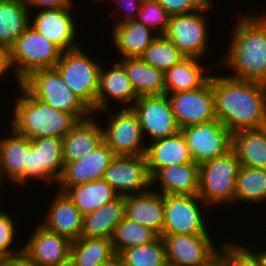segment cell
Returning a JSON list of instances; mask_svg holds the SVG:
<instances>
[{"label": "cell", "mask_w": 266, "mask_h": 266, "mask_svg": "<svg viewBox=\"0 0 266 266\" xmlns=\"http://www.w3.org/2000/svg\"><path fill=\"white\" fill-rule=\"evenodd\" d=\"M215 116L231 133L266 126V85L211 75Z\"/></svg>", "instance_id": "6da1fadb"}, {"label": "cell", "mask_w": 266, "mask_h": 266, "mask_svg": "<svg viewBox=\"0 0 266 266\" xmlns=\"http://www.w3.org/2000/svg\"><path fill=\"white\" fill-rule=\"evenodd\" d=\"M239 18L220 62L233 70L235 75L228 77L266 85V14H245Z\"/></svg>", "instance_id": "7a4b0ae2"}, {"label": "cell", "mask_w": 266, "mask_h": 266, "mask_svg": "<svg viewBox=\"0 0 266 266\" xmlns=\"http://www.w3.org/2000/svg\"><path fill=\"white\" fill-rule=\"evenodd\" d=\"M21 96L16 97L12 128L27 138L56 137L63 138L77 123L71 113L59 111L49 104L35 98L23 85Z\"/></svg>", "instance_id": "3957f363"}, {"label": "cell", "mask_w": 266, "mask_h": 266, "mask_svg": "<svg viewBox=\"0 0 266 266\" xmlns=\"http://www.w3.org/2000/svg\"><path fill=\"white\" fill-rule=\"evenodd\" d=\"M9 50L14 68L12 75L19 87L32 72L55 67L62 53L55 44L30 25Z\"/></svg>", "instance_id": "277c9868"}, {"label": "cell", "mask_w": 266, "mask_h": 266, "mask_svg": "<svg viewBox=\"0 0 266 266\" xmlns=\"http://www.w3.org/2000/svg\"><path fill=\"white\" fill-rule=\"evenodd\" d=\"M22 85L35 98L56 110L73 114L79 121L93 115L92 110L66 85L55 67L32 72Z\"/></svg>", "instance_id": "5b68a950"}, {"label": "cell", "mask_w": 266, "mask_h": 266, "mask_svg": "<svg viewBox=\"0 0 266 266\" xmlns=\"http://www.w3.org/2000/svg\"><path fill=\"white\" fill-rule=\"evenodd\" d=\"M84 47L61 53L55 68L66 85L96 115V98L99 87L101 64L83 50Z\"/></svg>", "instance_id": "8992f818"}, {"label": "cell", "mask_w": 266, "mask_h": 266, "mask_svg": "<svg viewBox=\"0 0 266 266\" xmlns=\"http://www.w3.org/2000/svg\"><path fill=\"white\" fill-rule=\"evenodd\" d=\"M240 163L231 149L226 154L199 165L198 196L209 207L233 203ZM214 204V205H213Z\"/></svg>", "instance_id": "52a82bcc"}, {"label": "cell", "mask_w": 266, "mask_h": 266, "mask_svg": "<svg viewBox=\"0 0 266 266\" xmlns=\"http://www.w3.org/2000/svg\"><path fill=\"white\" fill-rule=\"evenodd\" d=\"M212 2L213 0H210L202 9L195 12L169 18L164 36L171 40L185 57L203 60V56L205 57L206 52L209 51L206 14L208 15L210 10L215 8Z\"/></svg>", "instance_id": "ba28073f"}, {"label": "cell", "mask_w": 266, "mask_h": 266, "mask_svg": "<svg viewBox=\"0 0 266 266\" xmlns=\"http://www.w3.org/2000/svg\"><path fill=\"white\" fill-rule=\"evenodd\" d=\"M200 205L207 206L198 195H163L165 215L161 235H210Z\"/></svg>", "instance_id": "9c48e42d"}, {"label": "cell", "mask_w": 266, "mask_h": 266, "mask_svg": "<svg viewBox=\"0 0 266 266\" xmlns=\"http://www.w3.org/2000/svg\"><path fill=\"white\" fill-rule=\"evenodd\" d=\"M101 112L109 117L107 126L102 127L103 140L116 155H145L147 145L138 115L132 108H121L110 113L105 109Z\"/></svg>", "instance_id": "30bf717a"}, {"label": "cell", "mask_w": 266, "mask_h": 266, "mask_svg": "<svg viewBox=\"0 0 266 266\" xmlns=\"http://www.w3.org/2000/svg\"><path fill=\"white\" fill-rule=\"evenodd\" d=\"M180 131L186 139L193 162L197 165L231 150L232 133L217 119L186 126Z\"/></svg>", "instance_id": "8fae6325"}, {"label": "cell", "mask_w": 266, "mask_h": 266, "mask_svg": "<svg viewBox=\"0 0 266 266\" xmlns=\"http://www.w3.org/2000/svg\"><path fill=\"white\" fill-rule=\"evenodd\" d=\"M165 94L180 129L216 119L211 75L200 88Z\"/></svg>", "instance_id": "7c38bea8"}, {"label": "cell", "mask_w": 266, "mask_h": 266, "mask_svg": "<svg viewBox=\"0 0 266 266\" xmlns=\"http://www.w3.org/2000/svg\"><path fill=\"white\" fill-rule=\"evenodd\" d=\"M103 180L118 195L138 194L152 188L145 155H116L106 168Z\"/></svg>", "instance_id": "4fadbf2b"}, {"label": "cell", "mask_w": 266, "mask_h": 266, "mask_svg": "<svg viewBox=\"0 0 266 266\" xmlns=\"http://www.w3.org/2000/svg\"><path fill=\"white\" fill-rule=\"evenodd\" d=\"M131 108L138 115L144 139L150 136L154 141L181 130L166 94L138 96Z\"/></svg>", "instance_id": "5bb4252c"}, {"label": "cell", "mask_w": 266, "mask_h": 266, "mask_svg": "<svg viewBox=\"0 0 266 266\" xmlns=\"http://www.w3.org/2000/svg\"><path fill=\"white\" fill-rule=\"evenodd\" d=\"M26 164V183L33 178L44 179L46 185L53 184L60 179L63 168L62 138L35 137L31 138ZM57 180V181H56Z\"/></svg>", "instance_id": "9a60e30c"}, {"label": "cell", "mask_w": 266, "mask_h": 266, "mask_svg": "<svg viewBox=\"0 0 266 266\" xmlns=\"http://www.w3.org/2000/svg\"><path fill=\"white\" fill-rule=\"evenodd\" d=\"M168 266H201L217 253L210 235H161Z\"/></svg>", "instance_id": "2e32d148"}, {"label": "cell", "mask_w": 266, "mask_h": 266, "mask_svg": "<svg viewBox=\"0 0 266 266\" xmlns=\"http://www.w3.org/2000/svg\"><path fill=\"white\" fill-rule=\"evenodd\" d=\"M115 157L116 154L103 140L80 160L64 162L57 191L64 193L69 187L103 179L106 168Z\"/></svg>", "instance_id": "e0dca14e"}, {"label": "cell", "mask_w": 266, "mask_h": 266, "mask_svg": "<svg viewBox=\"0 0 266 266\" xmlns=\"http://www.w3.org/2000/svg\"><path fill=\"white\" fill-rule=\"evenodd\" d=\"M73 8H55L39 10L30 17V26L48 38L62 52L78 48L76 41V24ZM75 40V41H74ZM77 44V45H76Z\"/></svg>", "instance_id": "ac0fdd59"}, {"label": "cell", "mask_w": 266, "mask_h": 266, "mask_svg": "<svg viewBox=\"0 0 266 266\" xmlns=\"http://www.w3.org/2000/svg\"><path fill=\"white\" fill-rule=\"evenodd\" d=\"M37 225L22 247L23 252L39 266H55L70 255L72 241Z\"/></svg>", "instance_id": "d6986e66"}, {"label": "cell", "mask_w": 266, "mask_h": 266, "mask_svg": "<svg viewBox=\"0 0 266 266\" xmlns=\"http://www.w3.org/2000/svg\"><path fill=\"white\" fill-rule=\"evenodd\" d=\"M107 70L104 65L99 72V87L96 98V112L108 109V102H121L123 108H131L138 98L135 94L124 67L115 63ZM109 99V101H107Z\"/></svg>", "instance_id": "ffe728a7"}, {"label": "cell", "mask_w": 266, "mask_h": 266, "mask_svg": "<svg viewBox=\"0 0 266 266\" xmlns=\"http://www.w3.org/2000/svg\"><path fill=\"white\" fill-rule=\"evenodd\" d=\"M11 129V136L0 139L1 187L5 177L17 185L26 184V164L31 141L30 138L18 134L13 128Z\"/></svg>", "instance_id": "44dd1931"}, {"label": "cell", "mask_w": 266, "mask_h": 266, "mask_svg": "<svg viewBox=\"0 0 266 266\" xmlns=\"http://www.w3.org/2000/svg\"><path fill=\"white\" fill-rule=\"evenodd\" d=\"M145 157L151 178L166 166L193 162L181 131L173 136L147 143Z\"/></svg>", "instance_id": "7402d4cb"}, {"label": "cell", "mask_w": 266, "mask_h": 266, "mask_svg": "<svg viewBox=\"0 0 266 266\" xmlns=\"http://www.w3.org/2000/svg\"><path fill=\"white\" fill-rule=\"evenodd\" d=\"M149 189L125 196V217L154 230L161 236L164 222L163 195Z\"/></svg>", "instance_id": "603a6c76"}, {"label": "cell", "mask_w": 266, "mask_h": 266, "mask_svg": "<svg viewBox=\"0 0 266 266\" xmlns=\"http://www.w3.org/2000/svg\"><path fill=\"white\" fill-rule=\"evenodd\" d=\"M42 225L45 229L65 236L71 241L80 238L83 215L65 193L57 191Z\"/></svg>", "instance_id": "cb8c5ba5"}, {"label": "cell", "mask_w": 266, "mask_h": 266, "mask_svg": "<svg viewBox=\"0 0 266 266\" xmlns=\"http://www.w3.org/2000/svg\"><path fill=\"white\" fill-rule=\"evenodd\" d=\"M151 183L152 188L160 186L162 191L158 192L162 195H198L199 165L192 162L166 166L151 178Z\"/></svg>", "instance_id": "d4e9b609"}, {"label": "cell", "mask_w": 266, "mask_h": 266, "mask_svg": "<svg viewBox=\"0 0 266 266\" xmlns=\"http://www.w3.org/2000/svg\"><path fill=\"white\" fill-rule=\"evenodd\" d=\"M125 217V196L118 195L93 212L83 215L80 237L111 239L116 226Z\"/></svg>", "instance_id": "484cf974"}, {"label": "cell", "mask_w": 266, "mask_h": 266, "mask_svg": "<svg viewBox=\"0 0 266 266\" xmlns=\"http://www.w3.org/2000/svg\"><path fill=\"white\" fill-rule=\"evenodd\" d=\"M98 122L93 115L78 121L62 138L64 162L80 160L103 141V128Z\"/></svg>", "instance_id": "4316f807"}, {"label": "cell", "mask_w": 266, "mask_h": 266, "mask_svg": "<svg viewBox=\"0 0 266 266\" xmlns=\"http://www.w3.org/2000/svg\"><path fill=\"white\" fill-rule=\"evenodd\" d=\"M241 166L266 169V126L232 133V147Z\"/></svg>", "instance_id": "83f0119b"}, {"label": "cell", "mask_w": 266, "mask_h": 266, "mask_svg": "<svg viewBox=\"0 0 266 266\" xmlns=\"http://www.w3.org/2000/svg\"><path fill=\"white\" fill-rule=\"evenodd\" d=\"M112 29L113 45L122 55L121 58L139 57L145 49L158 37L153 30L137 22L127 21L114 25Z\"/></svg>", "instance_id": "f1b7e54d"}, {"label": "cell", "mask_w": 266, "mask_h": 266, "mask_svg": "<svg viewBox=\"0 0 266 266\" xmlns=\"http://www.w3.org/2000/svg\"><path fill=\"white\" fill-rule=\"evenodd\" d=\"M202 59L184 57L164 72L165 93H176L200 88L209 78V67H203ZM203 67V68H202ZM207 75L204 74V70ZM207 70V71H206Z\"/></svg>", "instance_id": "f546056e"}, {"label": "cell", "mask_w": 266, "mask_h": 266, "mask_svg": "<svg viewBox=\"0 0 266 266\" xmlns=\"http://www.w3.org/2000/svg\"><path fill=\"white\" fill-rule=\"evenodd\" d=\"M119 63L137 96L165 94L164 71L146 64L139 57L121 58Z\"/></svg>", "instance_id": "4dcf8cb0"}, {"label": "cell", "mask_w": 266, "mask_h": 266, "mask_svg": "<svg viewBox=\"0 0 266 266\" xmlns=\"http://www.w3.org/2000/svg\"><path fill=\"white\" fill-rule=\"evenodd\" d=\"M24 0H0V45L10 47L30 25Z\"/></svg>", "instance_id": "1f68e13d"}, {"label": "cell", "mask_w": 266, "mask_h": 266, "mask_svg": "<svg viewBox=\"0 0 266 266\" xmlns=\"http://www.w3.org/2000/svg\"><path fill=\"white\" fill-rule=\"evenodd\" d=\"M64 193L82 215L95 211L118 196L103 179L69 187Z\"/></svg>", "instance_id": "d6a6232c"}, {"label": "cell", "mask_w": 266, "mask_h": 266, "mask_svg": "<svg viewBox=\"0 0 266 266\" xmlns=\"http://www.w3.org/2000/svg\"><path fill=\"white\" fill-rule=\"evenodd\" d=\"M70 255L77 266H95L104 262H117L111 239L80 237L72 241Z\"/></svg>", "instance_id": "836d02e7"}, {"label": "cell", "mask_w": 266, "mask_h": 266, "mask_svg": "<svg viewBox=\"0 0 266 266\" xmlns=\"http://www.w3.org/2000/svg\"><path fill=\"white\" fill-rule=\"evenodd\" d=\"M266 200V169L240 166L234 194L235 202L264 203Z\"/></svg>", "instance_id": "e575fe53"}, {"label": "cell", "mask_w": 266, "mask_h": 266, "mask_svg": "<svg viewBox=\"0 0 266 266\" xmlns=\"http://www.w3.org/2000/svg\"><path fill=\"white\" fill-rule=\"evenodd\" d=\"M117 262L120 266H168L162 237L122 250L117 255Z\"/></svg>", "instance_id": "d590c367"}, {"label": "cell", "mask_w": 266, "mask_h": 266, "mask_svg": "<svg viewBox=\"0 0 266 266\" xmlns=\"http://www.w3.org/2000/svg\"><path fill=\"white\" fill-rule=\"evenodd\" d=\"M158 236L154 230L124 217L116 226L111 240L117 256L122 250L150 243Z\"/></svg>", "instance_id": "8d00e7d4"}, {"label": "cell", "mask_w": 266, "mask_h": 266, "mask_svg": "<svg viewBox=\"0 0 266 266\" xmlns=\"http://www.w3.org/2000/svg\"><path fill=\"white\" fill-rule=\"evenodd\" d=\"M185 56L177 49L171 40L164 35L158 37L145 49L139 58L162 71L176 65Z\"/></svg>", "instance_id": "74e56055"}, {"label": "cell", "mask_w": 266, "mask_h": 266, "mask_svg": "<svg viewBox=\"0 0 266 266\" xmlns=\"http://www.w3.org/2000/svg\"><path fill=\"white\" fill-rule=\"evenodd\" d=\"M225 243L221 250L220 246L218 247L222 266H263L259 254L253 251V247H244L240 243L237 244V241Z\"/></svg>", "instance_id": "f35d334b"}, {"label": "cell", "mask_w": 266, "mask_h": 266, "mask_svg": "<svg viewBox=\"0 0 266 266\" xmlns=\"http://www.w3.org/2000/svg\"><path fill=\"white\" fill-rule=\"evenodd\" d=\"M170 16L157 0H143L136 21L164 35ZM157 29V30H156Z\"/></svg>", "instance_id": "ab89813d"}, {"label": "cell", "mask_w": 266, "mask_h": 266, "mask_svg": "<svg viewBox=\"0 0 266 266\" xmlns=\"http://www.w3.org/2000/svg\"><path fill=\"white\" fill-rule=\"evenodd\" d=\"M6 211H0V260L7 259L11 256L17 255L23 252V249L19 248L18 251L12 249V245L15 242V221L9 213Z\"/></svg>", "instance_id": "60d3db41"}, {"label": "cell", "mask_w": 266, "mask_h": 266, "mask_svg": "<svg viewBox=\"0 0 266 266\" xmlns=\"http://www.w3.org/2000/svg\"><path fill=\"white\" fill-rule=\"evenodd\" d=\"M168 15L188 14L202 9L210 0H157Z\"/></svg>", "instance_id": "b9f144b4"}, {"label": "cell", "mask_w": 266, "mask_h": 266, "mask_svg": "<svg viewBox=\"0 0 266 266\" xmlns=\"http://www.w3.org/2000/svg\"><path fill=\"white\" fill-rule=\"evenodd\" d=\"M24 3L26 4L29 10L33 6L35 8H41L40 10L55 8H75L74 0H24Z\"/></svg>", "instance_id": "7bdbcfd3"}, {"label": "cell", "mask_w": 266, "mask_h": 266, "mask_svg": "<svg viewBox=\"0 0 266 266\" xmlns=\"http://www.w3.org/2000/svg\"><path fill=\"white\" fill-rule=\"evenodd\" d=\"M116 2L117 3L120 2L119 6H122L125 3L124 4L126 6V11L125 12H129L125 16L123 15L121 17V19L123 17H125L121 21L120 20H116V23H113L114 25H119L121 23H124V22H127V21H132V20L136 19L137 15H138V13L140 11L141 4H142L143 0H117Z\"/></svg>", "instance_id": "ee69618b"}, {"label": "cell", "mask_w": 266, "mask_h": 266, "mask_svg": "<svg viewBox=\"0 0 266 266\" xmlns=\"http://www.w3.org/2000/svg\"><path fill=\"white\" fill-rule=\"evenodd\" d=\"M0 266H39L32 261L24 252L11 256L7 259L0 260Z\"/></svg>", "instance_id": "f6af8a7d"}, {"label": "cell", "mask_w": 266, "mask_h": 266, "mask_svg": "<svg viewBox=\"0 0 266 266\" xmlns=\"http://www.w3.org/2000/svg\"><path fill=\"white\" fill-rule=\"evenodd\" d=\"M13 64L11 61L10 50L8 47L0 45V77L10 69L12 70Z\"/></svg>", "instance_id": "bcb514c9"}, {"label": "cell", "mask_w": 266, "mask_h": 266, "mask_svg": "<svg viewBox=\"0 0 266 266\" xmlns=\"http://www.w3.org/2000/svg\"><path fill=\"white\" fill-rule=\"evenodd\" d=\"M55 266H77V265L74 259L71 257V255H69L68 257L57 263Z\"/></svg>", "instance_id": "7dc6e473"}, {"label": "cell", "mask_w": 266, "mask_h": 266, "mask_svg": "<svg viewBox=\"0 0 266 266\" xmlns=\"http://www.w3.org/2000/svg\"><path fill=\"white\" fill-rule=\"evenodd\" d=\"M201 266H222V262L218 253L206 264Z\"/></svg>", "instance_id": "c3c4849f"}, {"label": "cell", "mask_w": 266, "mask_h": 266, "mask_svg": "<svg viewBox=\"0 0 266 266\" xmlns=\"http://www.w3.org/2000/svg\"><path fill=\"white\" fill-rule=\"evenodd\" d=\"M257 253L259 254V257H260V259L262 261L263 266H266V250H264V251L260 250Z\"/></svg>", "instance_id": "681fc988"}, {"label": "cell", "mask_w": 266, "mask_h": 266, "mask_svg": "<svg viewBox=\"0 0 266 266\" xmlns=\"http://www.w3.org/2000/svg\"><path fill=\"white\" fill-rule=\"evenodd\" d=\"M118 262H104V263H100L97 264L95 266H115Z\"/></svg>", "instance_id": "f907efd6"}, {"label": "cell", "mask_w": 266, "mask_h": 266, "mask_svg": "<svg viewBox=\"0 0 266 266\" xmlns=\"http://www.w3.org/2000/svg\"><path fill=\"white\" fill-rule=\"evenodd\" d=\"M95 1H101L102 2L103 0H95ZM113 1L116 3L117 0H113Z\"/></svg>", "instance_id": "816d5d0a"}]
</instances>
